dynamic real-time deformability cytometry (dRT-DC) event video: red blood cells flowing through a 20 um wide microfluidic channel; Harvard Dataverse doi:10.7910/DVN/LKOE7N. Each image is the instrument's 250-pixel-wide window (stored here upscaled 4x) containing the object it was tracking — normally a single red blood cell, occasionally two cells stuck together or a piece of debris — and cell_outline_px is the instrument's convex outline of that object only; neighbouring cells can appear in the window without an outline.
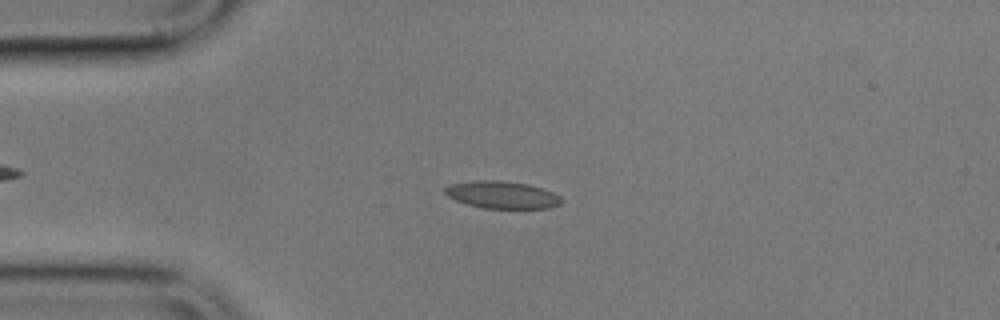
{"species": "common noctule bat (a hibernating species)", "species_latin": "Nyctalus noctula", "temperature_condition": "cold", "stored_images_in_passage": 4, "camera_frame_rate_fps": 3000, "um_per_image_px": 0.085, "animal": {"sex": "male", "body_mass_g": 17.9}, "frame": {"image": 1, "passage_image": 3, "time_ms": 2.333, "image_size_px": [1000, 320], "cell_outline_px": [[564, 200], [560, 204], [548, 208], [484, 208], [468, 204], [456, 200], [448, 196], [444, 192], [444, 188], [452, 184], [476, 180], [500, 180], [528, 184], [552, 192], [560, 196]], "centroid_in_image_um": [42.69, 16.56], "position_along_channel_um": 42.3, "area_um2": 18.38}}